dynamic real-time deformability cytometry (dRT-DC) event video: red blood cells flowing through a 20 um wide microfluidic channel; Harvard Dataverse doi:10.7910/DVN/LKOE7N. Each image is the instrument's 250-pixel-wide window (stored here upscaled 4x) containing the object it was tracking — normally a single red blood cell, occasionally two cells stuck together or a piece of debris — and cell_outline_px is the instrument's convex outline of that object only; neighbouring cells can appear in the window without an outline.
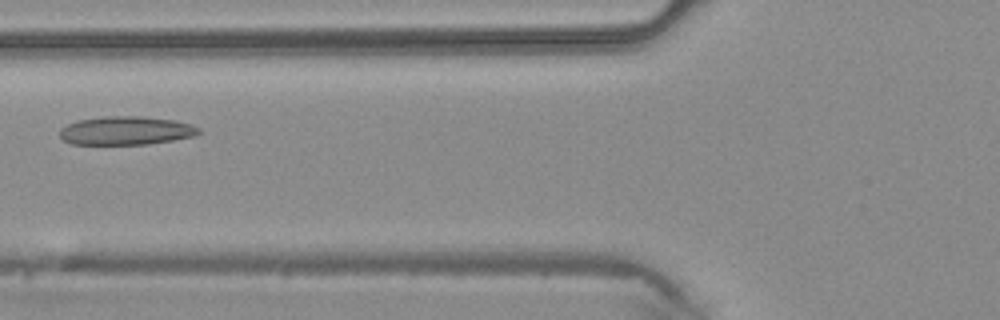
{"species": "common noctule bat (a hibernating species)", "species_latin": "Nyctalus noctula", "temperature_condition": "warm", "stored_images_in_passage": 40, "camera_frame_rate_fps": 3000, "um_per_image_px": 0.085, "animal": {"sex": "male", "body_mass_g": 20.4}, "frame": {"image": 1, "passage_image": 14, "time_ms": 4.333, "image_size_px": [1000, 320], "cell_outline_px": [[200, 132], [196, 136], [148, 144], [72, 144], [64, 140], [60, 136], [60, 128], [68, 124], [80, 120], [104, 116], [144, 116], [176, 120], [192, 124], [200, 128]], "centroid_in_image_um": [10.76, 11.09], "position_along_channel_um": 115.0, "area_um2": 23.18}}
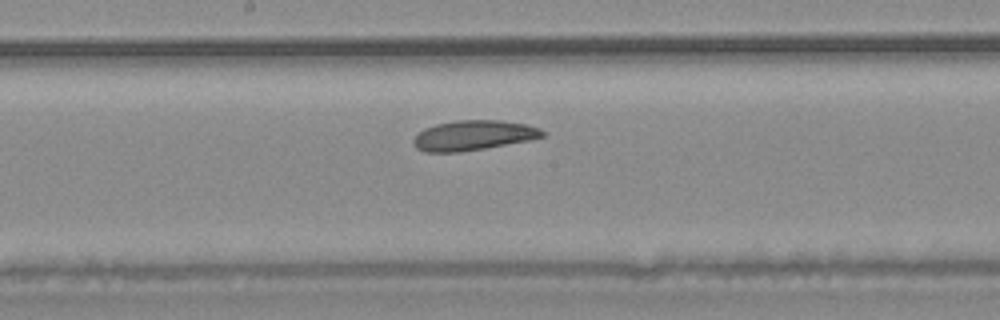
{"frame": {"image": 2, "passage_image": 20, "time_ms": 6.333, "image_size_px": [1000, 320], "cell_outline_px": [[544, 136], [528, 140], [484, 148], [460, 152], [424, 152], [416, 148], [412, 140], [424, 128], [436, 124], [456, 120], [500, 120], [528, 124], [540, 128], [544, 132]], "centroid_in_image_um": [40.22, 11.5], "position_along_channel_um": 208.0, "area_um2": 22.43}}
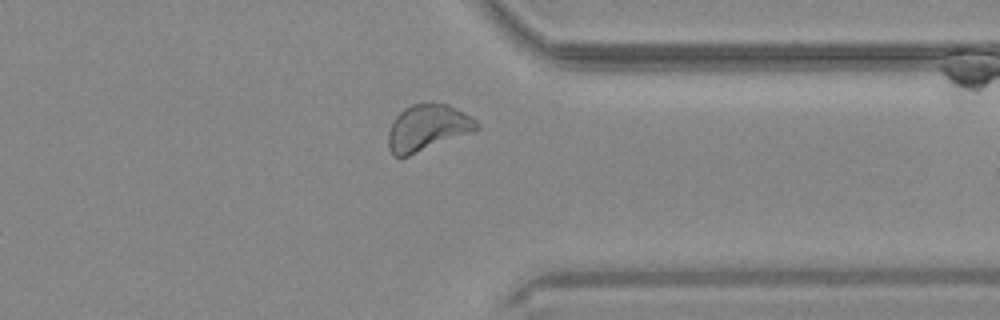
{"frame": {"image": 3, "passage_image": 31, "time_ms": 10.0, "image_size_px": [1000, 320], "cell_outline_px": [[480, 128], [472, 132], [400, 160], [392, 156], [388, 148], [388, 132], [392, 120], [404, 108], [412, 104], [448, 104], [464, 112], [476, 120], [480, 124]], "centroid_in_image_um": [36.3, 10.91], "position_along_channel_um": 375.1, "area_um2": 24.22}}